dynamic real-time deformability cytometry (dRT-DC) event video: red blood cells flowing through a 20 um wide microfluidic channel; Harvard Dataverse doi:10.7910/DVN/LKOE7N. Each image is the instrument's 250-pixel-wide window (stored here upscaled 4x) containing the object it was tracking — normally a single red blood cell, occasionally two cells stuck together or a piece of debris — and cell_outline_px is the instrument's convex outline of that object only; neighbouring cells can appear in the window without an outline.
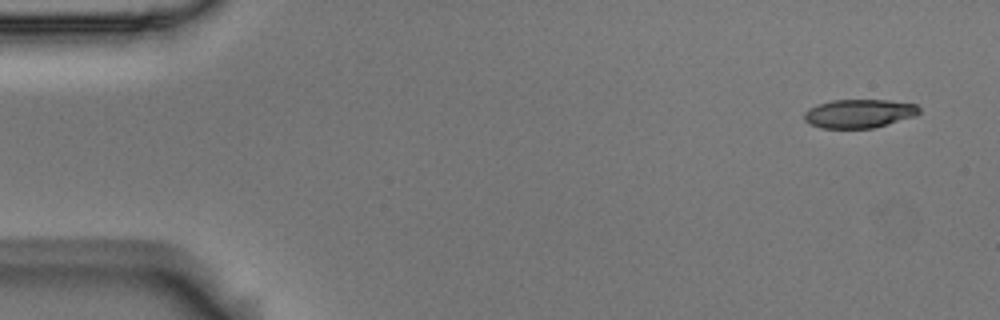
{"species": "Egyptian fruit bat (a non-hibernating species)", "species_latin": "Rousettus aegyptiacus", "temperature_condition": "room temperature", "stored_images_in_passage": 5, "camera_frame_rate_fps": 3000, "um_per_image_px": 0.085, "animal": {"sex": "male"}, "frame": {"image": 1, "passage_image": 1, "time_ms": 0.0, "image_size_px": [1000, 320], "cell_outline_px": [[920, 112], [916, 116], [872, 128], [820, 128], [804, 120], [804, 112], [808, 108], [816, 104], [832, 100], [888, 100], [916, 104], [920, 108]], "centroid_in_image_um": [73.01, 9.64], "position_along_channel_um": 12.0, "area_um2": 19.25}}
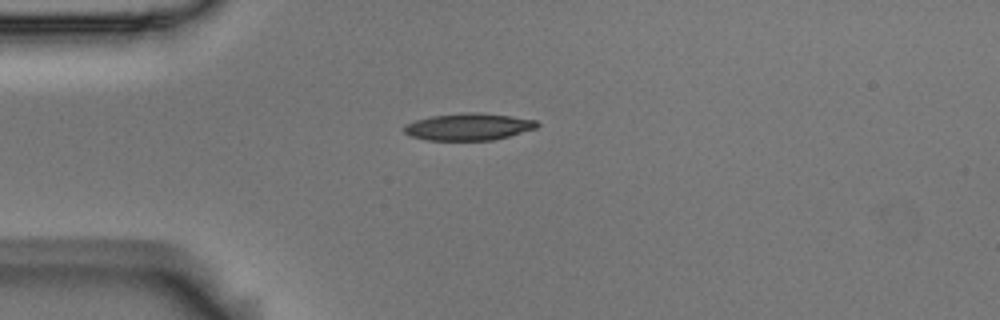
{"frame": {"image": 2, "passage_image": 4, "time_ms": 1.0, "image_size_px": [1000, 320], "cell_outline_px": [[540, 124], [536, 128], [508, 136], [492, 140], [428, 140], [412, 136], [404, 132], [400, 128], [404, 124], [416, 120], [432, 116], [464, 112], [480, 112], [512, 116], [536, 120]], "centroid_in_image_um": [39.8, 10.76], "position_along_channel_um": 45.2, "area_um2": 20.98}}